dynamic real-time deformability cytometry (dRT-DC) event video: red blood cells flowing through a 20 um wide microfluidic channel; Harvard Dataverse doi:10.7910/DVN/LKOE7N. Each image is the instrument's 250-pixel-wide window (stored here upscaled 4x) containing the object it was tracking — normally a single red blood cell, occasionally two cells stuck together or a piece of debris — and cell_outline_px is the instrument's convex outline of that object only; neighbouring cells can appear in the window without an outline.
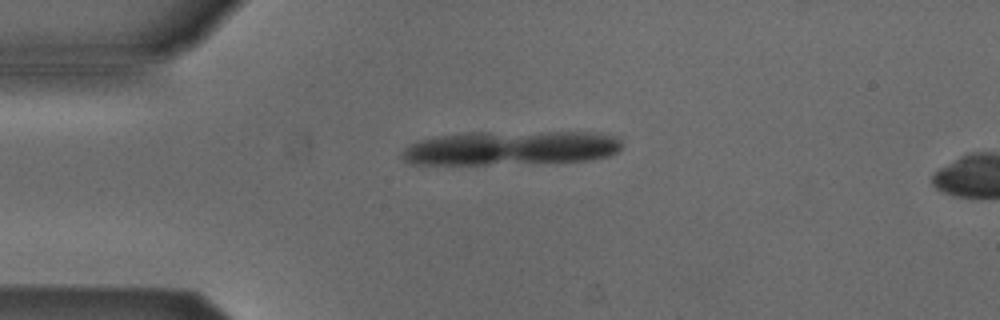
{"species": "Egyptian fruit bat (a non-hibernating species)", "species_latin": "Rousettus aegyptiacus", "temperature_condition": "cold", "stored_images_in_passage": 2, "camera_frame_rate_fps": 3000, "um_per_image_px": 0.085, "animal": {"sex": "male"}, "frame": {"image": 1, "passage_image": 2, "time_ms": 0.333, "image_size_px": [1000, 320], "cell_outline_px": [[624, 144], [616, 152], [608, 156], [588, 160], [484, 164], [412, 164], [404, 160], [400, 156], [412, 144], [436, 136], [468, 132], [600, 132], [616, 136]], "centroid_in_image_um": [43.49, 12.56], "position_along_channel_um": 41.5, "area_um2": 43.52}}